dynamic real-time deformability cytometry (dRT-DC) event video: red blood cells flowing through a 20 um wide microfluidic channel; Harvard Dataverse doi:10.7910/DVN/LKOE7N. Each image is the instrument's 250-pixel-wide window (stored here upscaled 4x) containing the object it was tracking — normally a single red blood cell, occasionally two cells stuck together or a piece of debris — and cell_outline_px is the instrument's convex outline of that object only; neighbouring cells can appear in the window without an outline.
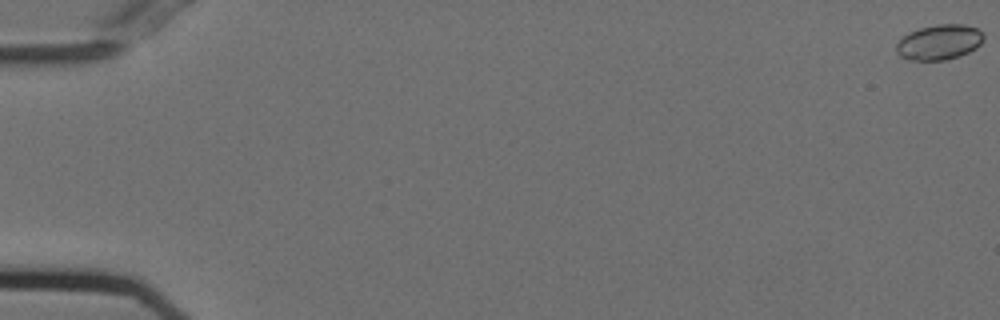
{"species": "Egyptian fruit bat (a non-hibernating species)", "species_latin": "Rousettus aegyptiacus", "temperature_condition": "cold", "stored_images_in_passage": 22, "camera_frame_rate_fps": 3000, "um_per_image_px": 0.085, "animal": {"sex": "female"}, "frame": {"image": 1, "passage_image": 1, "time_ms": 0.0, "image_size_px": [1000, 320], "cell_outline_px": [[984, 40], [976, 48], [960, 56], [944, 60], [908, 60], [900, 56], [896, 52], [896, 44], [908, 32], [920, 28], [936, 24], [964, 24], [976, 28], [984, 36]], "centroid_in_image_um": [79.82, 3.59], "position_along_channel_um": 5.2, "area_um2": 17.92}}
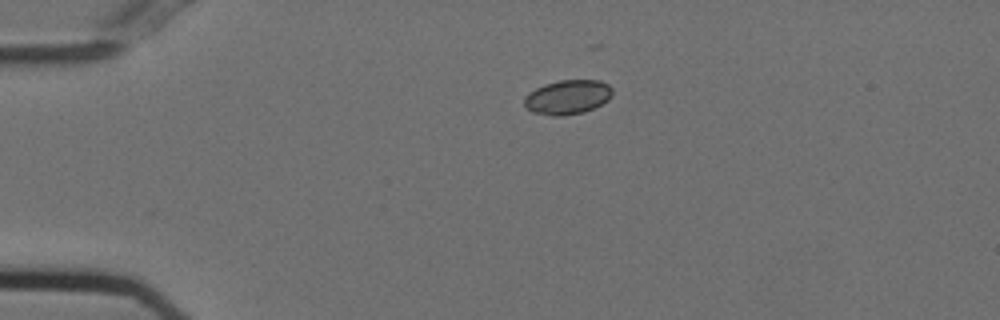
{"frame": {"image": 2, "passage_image": 14, "time_ms": 4.333, "image_size_px": [1000, 320], "cell_outline_px": [[612, 96], [608, 100], [584, 112], [560, 116], [552, 116], [532, 112], [524, 104], [524, 96], [528, 92], [544, 84], [560, 80], [600, 80], [608, 84], [612, 88]], "centroid_in_image_um": [48.23, 8.25], "position_along_channel_um": 36.8, "area_um2": 17.69}}
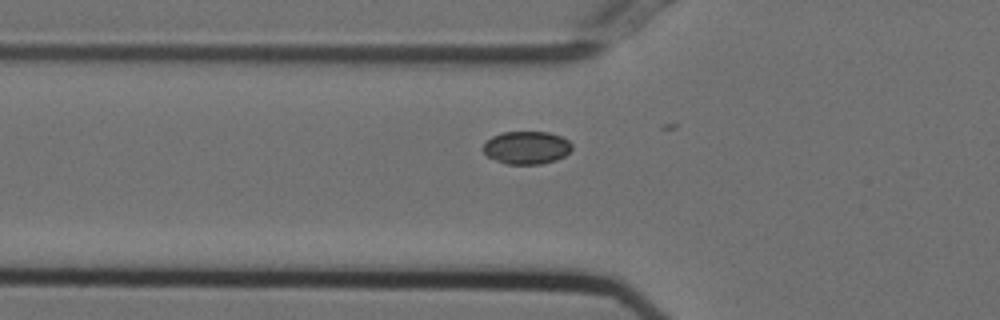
{"frame": {"image": 3, "passage_image": 21, "time_ms": 6.667, "image_size_px": [1000, 320], "cell_outline_px": [[572, 148], [564, 156], [556, 160], [540, 164], [504, 164], [488, 156], [484, 152], [484, 144], [492, 136], [500, 132], [548, 132], [560, 136], [568, 140], [572, 144]], "centroid_in_image_um": [44.76, 12.55], "position_along_channel_um": 81.0, "area_um2": 16.94}}